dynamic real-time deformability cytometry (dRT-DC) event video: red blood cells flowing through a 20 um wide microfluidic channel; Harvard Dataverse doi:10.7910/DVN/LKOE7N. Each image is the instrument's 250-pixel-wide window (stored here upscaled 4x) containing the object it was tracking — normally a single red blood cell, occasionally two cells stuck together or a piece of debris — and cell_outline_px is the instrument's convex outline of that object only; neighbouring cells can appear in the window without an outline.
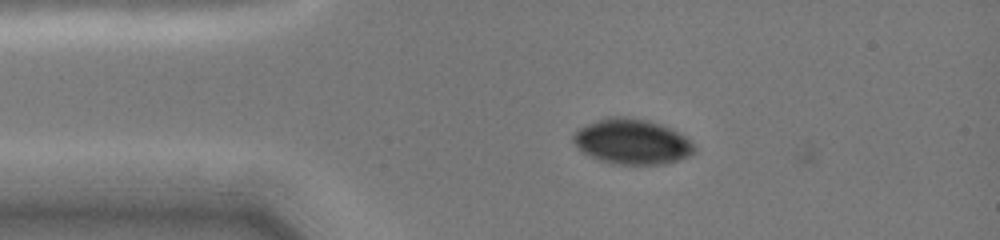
{"species": "common noctule bat (a hibernating species)", "species_latin": "Nyctalus noctula", "temperature_condition": "cold", "stored_images_in_passage": 8, "camera_frame_rate_fps": 3000, "um_per_image_px": 0.085, "animal": {"sex": "female", "body_mass_g": 19.0, "forearm_length_mm": 51.5}, "frame": {"image": 1, "passage_image": 7, "time_ms": 1.667, "image_size_px": [1000, 240], "cell_outline_px": [[696, 152], [688, 156], [664, 164], [612, 164], [600, 160], [584, 152], [572, 140], [572, 136], [580, 128], [596, 120], [608, 116], [624, 116], [648, 120], [660, 124], [684, 136], [696, 148]], "centroid_in_image_um": [53.72, 12.03], "position_along_channel_um": 31.3, "area_um2": 31.5}}